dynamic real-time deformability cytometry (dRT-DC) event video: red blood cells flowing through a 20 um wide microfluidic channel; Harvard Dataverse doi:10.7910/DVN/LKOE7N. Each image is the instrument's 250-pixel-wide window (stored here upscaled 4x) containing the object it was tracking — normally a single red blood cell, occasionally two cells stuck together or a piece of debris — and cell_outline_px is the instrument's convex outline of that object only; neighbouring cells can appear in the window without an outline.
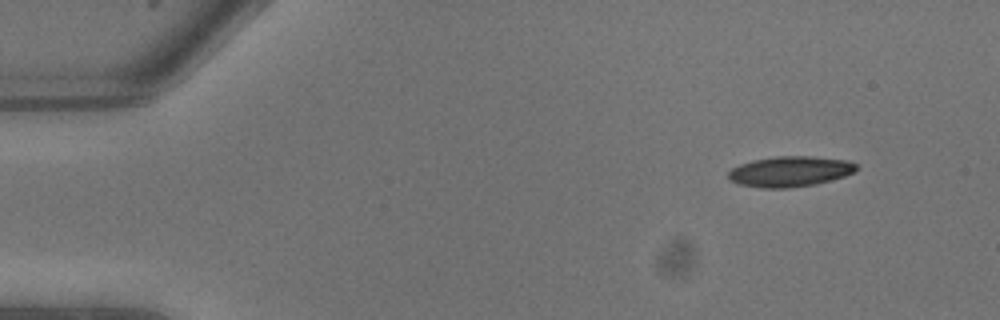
{"species": "common noctule bat (a hibernating species)", "species_latin": "Nyctalus noctula", "temperature_condition": "warm", "stored_images_in_passage": 7, "camera_frame_rate_fps": 3000, "um_per_image_px": 0.085, "animal": {"sex": "male", "body_mass_g": 13.3}, "frame": {"image": 1, "passage_image": 1, "time_ms": 0.0, "image_size_px": [1000, 320], "cell_outline_px": [[856, 172], [844, 176], [816, 184], [788, 188], [760, 188], [740, 184], [728, 180], [728, 172], [732, 168], [740, 164], [752, 160], [776, 156], [808, 156], [844, 160], [856, 164]], "centroid_in_image_um": [67.11, 14.58], "position_along_channel_um": 17.9, "area_um2": 22.66}}
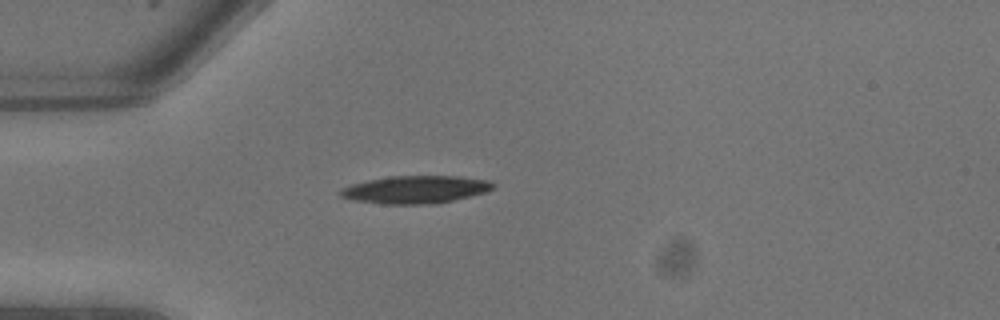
{"frame": {"image": 2, "passage_image": 5, "time_ms": 1.333, "image_size_px": [1000, 320], "cell_outline_px": [[496, 188], [488, 192], [436, 204], [380, 204], [352, 200], [340, 196], [340, 188], [352, 184], [368, 180], [388, 176], [460, 176], [492, 180], [496, 184]], "centroid_in_image_um": [35.38, 16.11], "position_along_channel_um": 49.6, "area_um2": 25.09}}
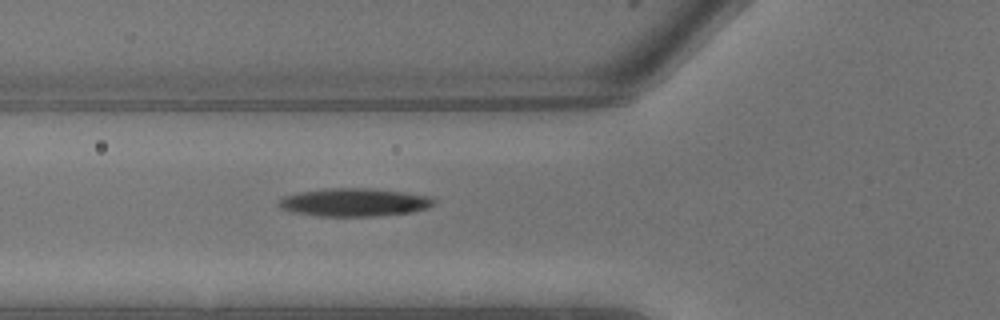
{"frame": {"image": 3, "passage_image": 7, "time_ms": 2.0, "image_size_px": [1000, 320], "cell_outline_px": [[436, 204], [428, 208], [408, 212], [376, 216], [320, 216], [296, 212], [280, 208], [276, 204], [284, 196], [300, 192], [324, 188], [376, 188], [432, 196], [436, 200]], "centroid_in_image_um": [30.16, 17.18], "position_along_channel_um": 95.6, "area_um2": 25.49}}